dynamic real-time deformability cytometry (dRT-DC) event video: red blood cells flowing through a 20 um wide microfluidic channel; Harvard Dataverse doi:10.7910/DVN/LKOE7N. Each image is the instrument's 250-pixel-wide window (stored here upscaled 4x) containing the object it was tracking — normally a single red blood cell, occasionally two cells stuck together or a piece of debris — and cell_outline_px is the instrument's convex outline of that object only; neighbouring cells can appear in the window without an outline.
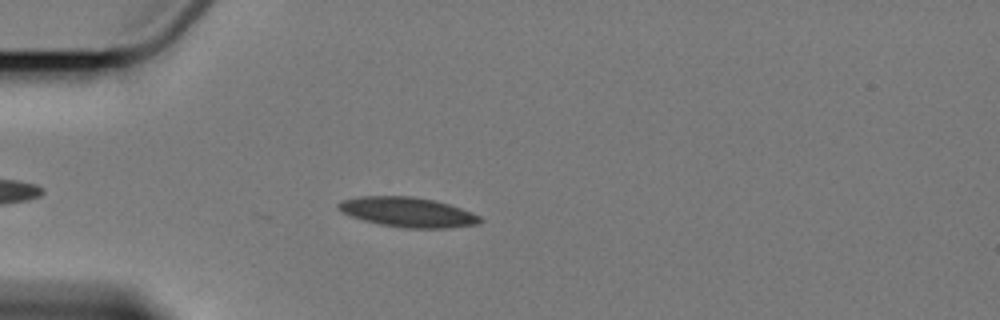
{"species": "Egyptian fruit bat (a non-hibernating species)", "species_latin": "Rousettus aegyptiacus", "temperature_condition": "cold", "stored_images_in_passage": 7, "camera_frame_rate_fps": 3000, "um_per_image_px": 0.085, "animal": {"sex": "female"}, "frame": {"image": 1, "passage_image": 4, "time_ms": 3.333, "image_size_px": [1000, 320], "cell_outline_px": [[484, 220], [480, 224], [448, 228], [404, 228], [380, 224], [364, 220], [352, 216], [336, 208], [336, 204], [340, 200], [360, 196], [412, 196], [436, 200], [472, 212], [480, 216]], "centroid_in_image_um": [34.68, 18.03], "position_along_channel_um": 50.3, "area_um2": 24.74}}
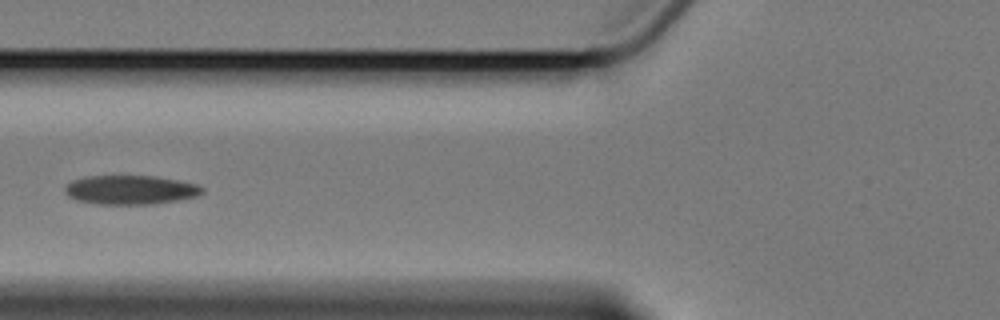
{"frame": {"image": 2, "passage_image": 6, "time_ms": 5.667, "image_size_px": [1000, 320], "cell_outline_px": [[204, 192], [196, 196], [176, 200], [152, 204], [96, 204], [76, 200], [68, 196], [64, 192], [64, 188], [72, 180], [84, 176], [152, 176], [176, 180], [196, 184], [204, 188]], "centroid_in_image_um": [11.04, 16.14], "position_along_channel_um": 114.8, "area_um2": 23.18}}
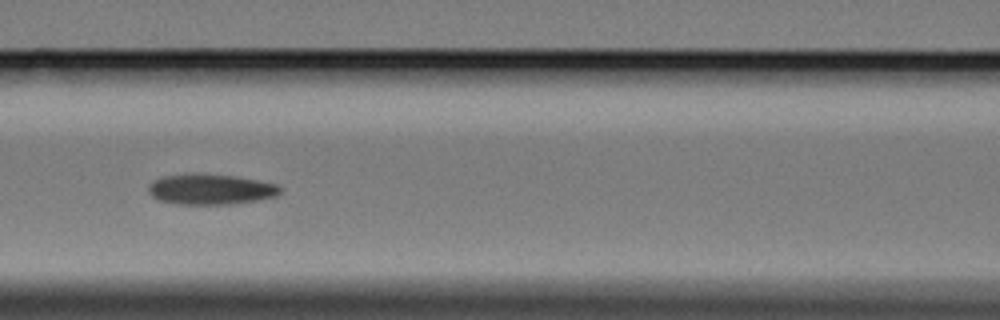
{"frame": {"image": 3, "passage_image": 7, "time_ms": 6.667, "image_size_px": [1000, 320], "cell_outline_px": [[284, 188], [276, 196], [260, 200], [232, 204], [176, 204], [160, 200], [152, 196], [148, 192], [148, 188], [160, 176], [196, 172], [236, 176], [276, 184]], "centroid_in_image_um": [17.92, 16.08], "position_along_channel_um": 148.7, "area_um2": 23.7}}